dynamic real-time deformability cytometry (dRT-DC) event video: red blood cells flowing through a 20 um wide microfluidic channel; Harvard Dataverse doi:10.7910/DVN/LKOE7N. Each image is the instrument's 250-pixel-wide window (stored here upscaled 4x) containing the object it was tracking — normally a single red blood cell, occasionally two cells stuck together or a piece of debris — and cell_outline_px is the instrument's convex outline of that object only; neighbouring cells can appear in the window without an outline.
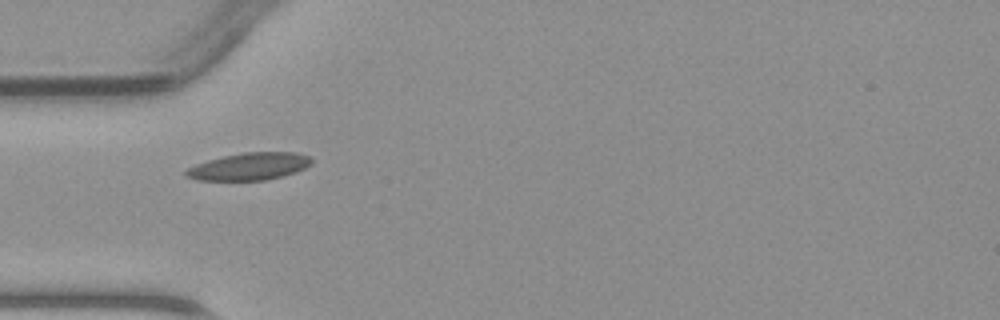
{"species": "common noctule bat (a hibernating species)", "species_latin": "Nyctalus noctula", "temperature_condition": "warm", "stored_images_in_passage": 19, "camera_frame_rate_fps": 3000, "um_per_image_px": 0.085, "animal": {"sex": "male", "body_mass_g": 23.1, "forearm_length_mm": 52.7}, "frame": {"image": 1, "passage_image": 1, "time_ms": 0.0, "image_size_px": [1000, 320], "cell_outline_px": [[312, 164], [296, 172], [264, 180], [196, 180], [184, 176], [184, 172], [188, 168], [196, 164], [208, 160], [224, 156], [244, 152], [296, 152], [312, 156]], "centroid_in_image_um": [21.2, 14.14], "position_along_channel_um": 63.8, "area_um2": 20.0}}
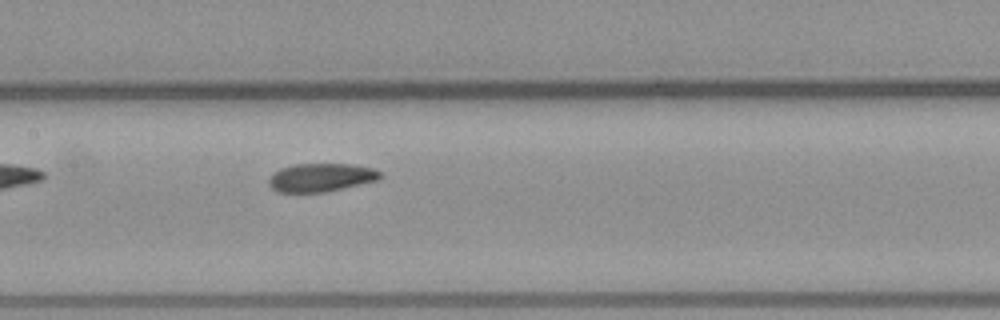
{"frame": {"image": 2, "passage_image": 9, "time_ms": 2.667, "image_size_px": [1000, 320], "cell_outline_px": [[384, 176], [380, 180], [324, 192], [276, 192], [268, 184], [268, 180], [272, 172], [280, 168], [292, 164], [352, 164], [372, 168], [380, 172]], "centroid_in_image_um": [27.27, 15.08], "position_along_channel_um": 180.1, "area_um2": 18.61}}
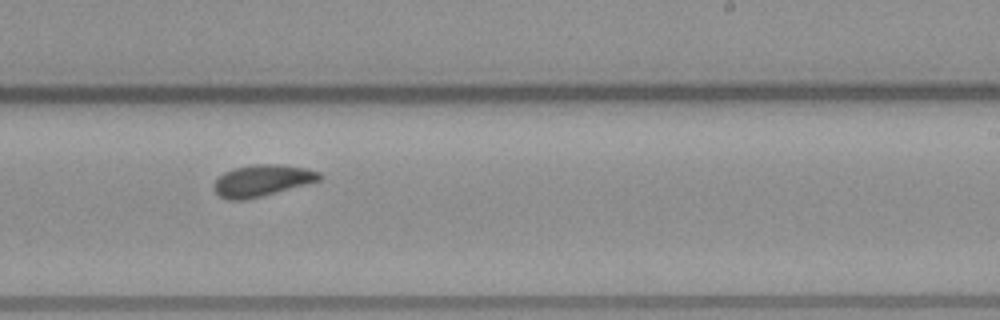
{"frame": {"image": 3, "passage_image": 15, "time_ms": 4.667, "image_size_px": [1000, 320], "cell_outline_px": [[324, 176], [320, 180], [248, 200], [228, 200], [220, 196], [212, 188], [212, 184], [224, 172], [236, 168], [252, 164], [280, 164], [304, 168], [320, 172]], "centroid_in_image_um": [22.26, 15.35], "position_along_channel_um": 266.7, "area_um2": 19.42}}